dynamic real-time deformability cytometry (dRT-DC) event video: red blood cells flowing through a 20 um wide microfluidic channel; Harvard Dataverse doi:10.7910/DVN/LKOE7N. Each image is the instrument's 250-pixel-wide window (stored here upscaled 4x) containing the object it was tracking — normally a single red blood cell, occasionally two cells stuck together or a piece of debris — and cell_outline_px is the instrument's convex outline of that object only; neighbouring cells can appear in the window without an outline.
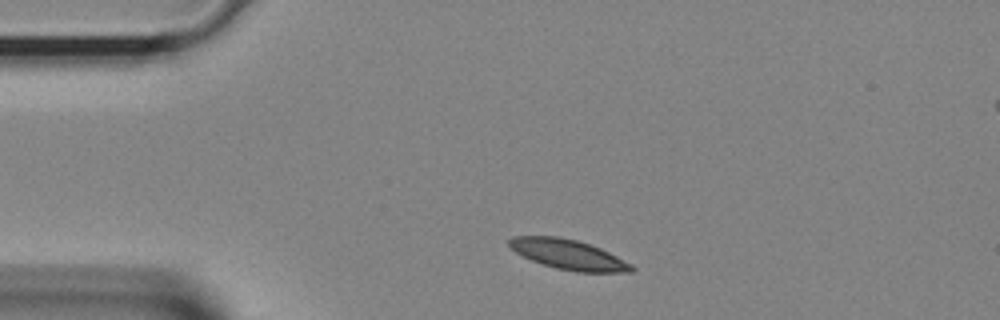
{"species": "Egyptian fruit bat (a non-hibernating species)", "species_latin": "Rousettus aegyptiacus", "temperature_condition": "room temperature", "stored_images_in_passage": 33, "segment_of_instrument_passage": [1, 2], "camera_frame_rate_fps": 3000, "um_per_image_px": 0.085, "animal": {"sex": "female"}, "frame": {"image": 1, "passage_image": 1, "time_ms": 0.0, "image_size_px": [1000, 320], "cell_outline_px": [[636, 268], [632, 272], [576, 272], [556, 268], [532, 260], [516, 252], [508, 244], [508, 240], [512, 236], [560, 236], [576, 240], [600, 248], [632, 264]], "centroid_in_image_um": [48.32, 21.63], "position_along_channel_um": 36.7, "area_um2": 21.15}}
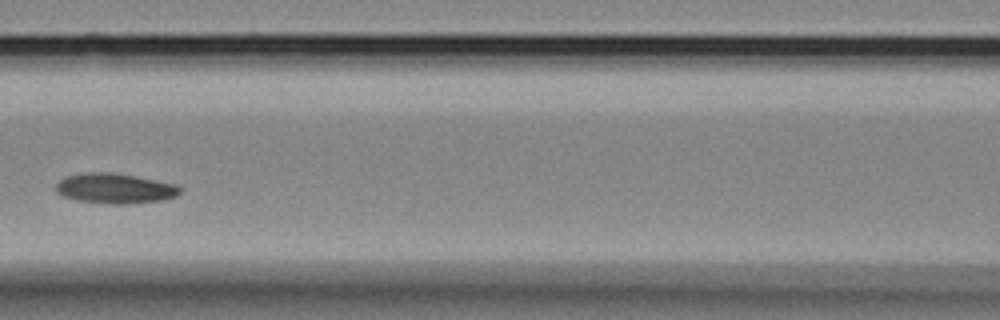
{"frame": {"image": 2, "passage_image": 10, "time_ms": 3.0, "image_size_px": [1000, 320], "cell_outline_px": [[180, 192], [176, 196], [160, 200], [120, 204], [108, 204], [76, 200], [64, 196], [56, 192], [56, 184], [64, 176], [88, 172], [112, 172], [136, 176], [176, 184], [180, 188]], "centroid_in_image_um": [9.73, 16.0], "position_along_channel_um": 156.9, "area_um2": 21.68}}
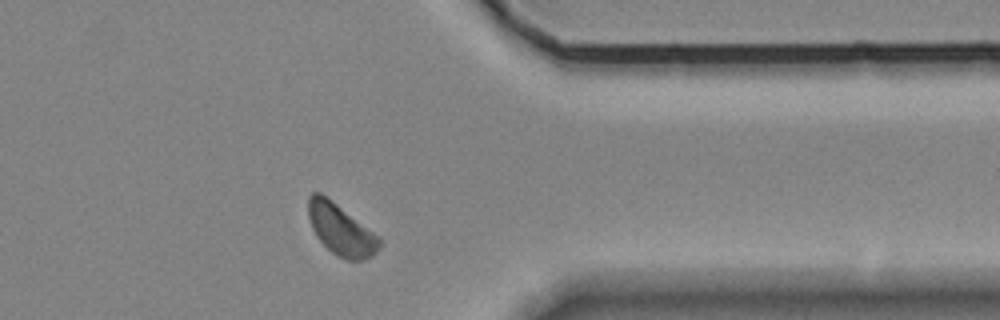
{"frame": {"image": 3, "passage_image": 24, "time_ms": 7.667, "image_size_px": [1000, 320], "cell_outline_px": [[380, 248], [372, 256], [360, 260], [348, 260], [336, 256], [316, 236], [312, 228], [308, 216], [308, 196], [312, 192], [320, 192], [332, 200], [380, 236]], "centroid_in_image_um": [28.98, 19.51], "position_along_channel_um": 382.4, "area_um2": 21.21}}